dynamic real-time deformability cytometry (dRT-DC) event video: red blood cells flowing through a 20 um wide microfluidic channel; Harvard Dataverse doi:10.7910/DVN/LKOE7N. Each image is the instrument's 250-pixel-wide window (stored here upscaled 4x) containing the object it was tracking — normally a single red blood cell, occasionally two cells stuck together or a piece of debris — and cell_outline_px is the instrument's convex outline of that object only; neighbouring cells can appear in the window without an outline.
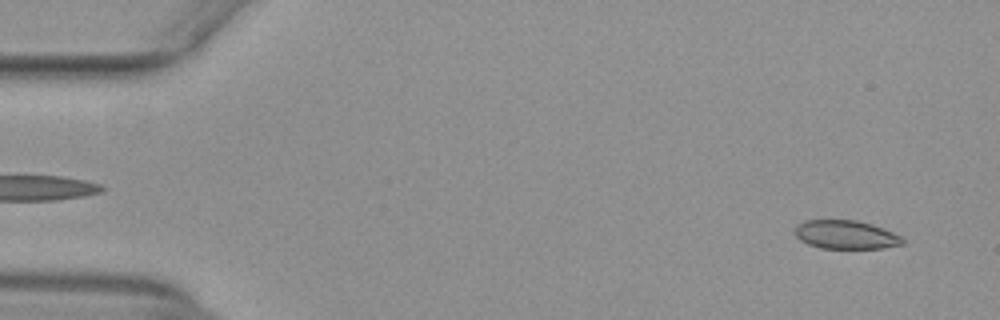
{"species": "common noctule bat (a hibernating species)", "species_latin": "Nyctalus noctula", "temperature_condition": "warm", "stored_images_in_passage": 52, "camera_frame_rate_fps": 3000, "um_per_image_px": 0.085, "animal": {"sex": "female", "body_mass_g": 29.2, "forearm_length_mm": 56.3}, "frame": {"image": 1, "passage_image": 3, "time_ms": 0.667, "image_size_px": [1000, 320], "cell_outline_px": [[904, 244], [884, 248], [820, 248], [808, 244], [800, 240], [796, 236], [796, 224], [804, 220], [856, 220], [872, 224], [884, 228], [904, 236]], "centroid_in_image_um": [71.94, 19.94], "position_along_channel_um": 13.1, "area_um2": 18.15}}
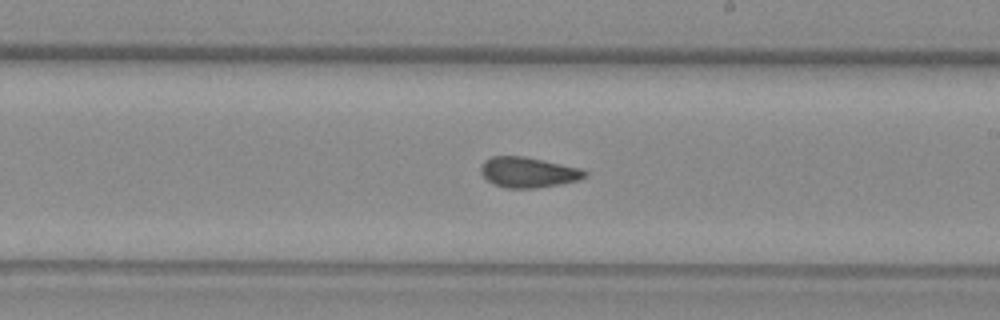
{"frame": {"image": 2, "passage_image": 30, "time_ms": 9.667, "image_size_px": [1000, 320], "cell_outline_px": [[588, 176], [576, 180], [560, 184], [536, 188], [504, 188], [492, 184], [480, 172], [480, 168], [484, 160], [492, 156], [524, 156], [544, 160], [580, 168], [588, 172]], "centroid_in_image_um": [44.88, 14.64], "position_along_channel_um": 244.1, "area_um2": 18.5}}
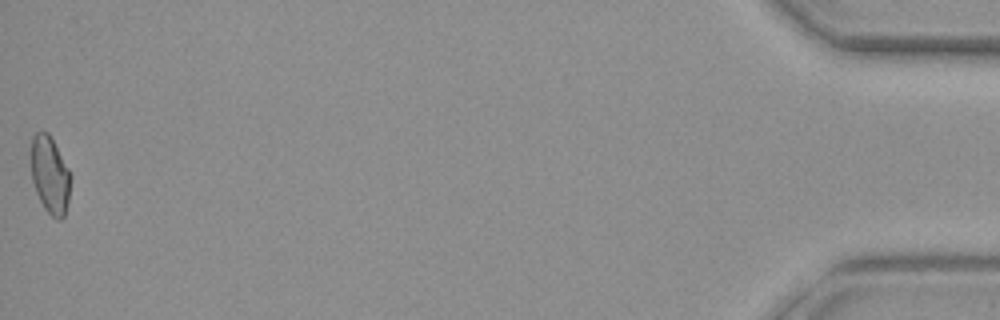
{"frame": {"image": 3, "passage_image": 52, "time_ms": 17.0, "image_size_px": [1000, 320], "cell_outline_px": [[72, 176], [68, 204], [64, 216], [60, 220], [56, 220], [44, 208], [36, 192], [32, 180], [32, 136], [36, 132], [48, 132], [68, 168]], "centroid_in_image_um": [4.27, 14.91], "position_along_channel_um": 430.9, "area_um2": 17.74}, "authors_computed_cell_mechanics": {"area_um2": 18.2359, "velocity_mm_per_s": 3.9562, "shape_relaxation_time_tau1_ms": null, "shape_relaxation_time_tau2_ms": 1.6554, "deformation_change_tau1": null, "deformation_change_tau2": 0.0558}}